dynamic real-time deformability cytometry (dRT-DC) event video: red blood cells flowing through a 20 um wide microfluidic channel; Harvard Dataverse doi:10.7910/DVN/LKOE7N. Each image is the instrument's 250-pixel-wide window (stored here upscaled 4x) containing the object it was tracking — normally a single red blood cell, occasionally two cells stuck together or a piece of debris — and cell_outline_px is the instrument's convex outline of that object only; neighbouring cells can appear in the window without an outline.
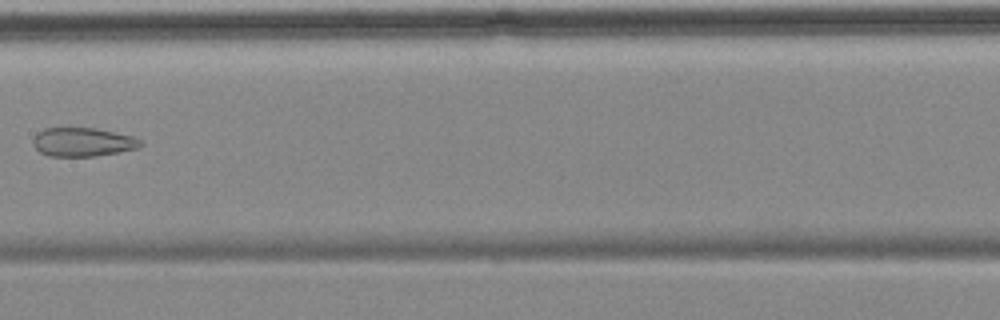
{"species": "common noctule bat (a hibernating species)", "species_latin": "Nyctalus noctula", "temperature_condition": "cold", "stored_images_in_passage": 6, "camera_frame_rate_fps": 3000, "um_per_image_px": 0.085, "animal": {"sex": "female", "body_mass_g": 18.4}, "frame": {"image": 1, "passage_image": 6, "time_ms": 7.0, "image_size_px": [1000, 320], "cell_outline_px": [[144, 144], [140, 148], [96, 156], [48, 156], [40, 152], [32, 144], [32, 140], [44, 128], [96, 128], [132, 136], [140, 140]], "centroid_in_image_um": [7.06, 12.08], "position_along_channel_um": 200.3, "area_um2": 17.98}}